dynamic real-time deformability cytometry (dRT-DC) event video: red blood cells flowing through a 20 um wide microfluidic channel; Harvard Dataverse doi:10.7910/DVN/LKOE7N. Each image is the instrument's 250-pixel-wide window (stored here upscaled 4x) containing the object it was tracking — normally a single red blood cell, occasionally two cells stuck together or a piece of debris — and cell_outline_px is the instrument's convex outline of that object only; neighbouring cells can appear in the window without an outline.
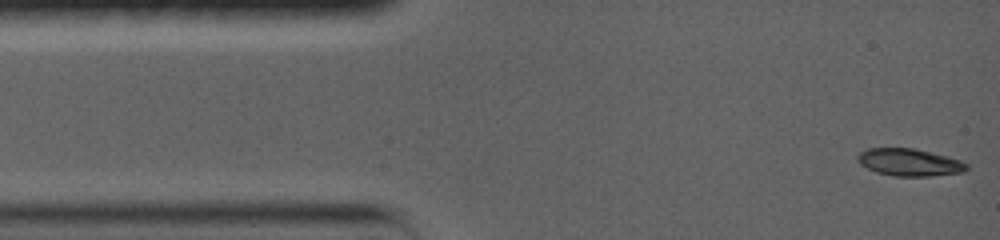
{"species": "common noctule bat (a hibernating species)", "species_latin": "Nyctalus noctula", "temperature_condition": "warm", "stored_images_in_passage": 37, "camera_frame_rate_fps": 5000, "um_per_image_px": 0.085, "animal": {"sex": "female", "body_mass_g": 19.0, "forearm_length_mm": 56.7}, "frame": {"image": 1, "passage_image": 1, "time_ms": 0.0, "image_size_px": [1000, 240], "cell_outline_px": [[968, 168], [964, 172], [932, 176], [892, 176], [876, 172], [860, 164], [856, 160], [856, 156], [860, 152], [868, 148], [916, 148], [948, 156], [960, 160], [968, 164]], "centroid_in_image_um": [77.3, 13.79], "position_along_channel_um": 7.7, "area_um2": 17.57}}
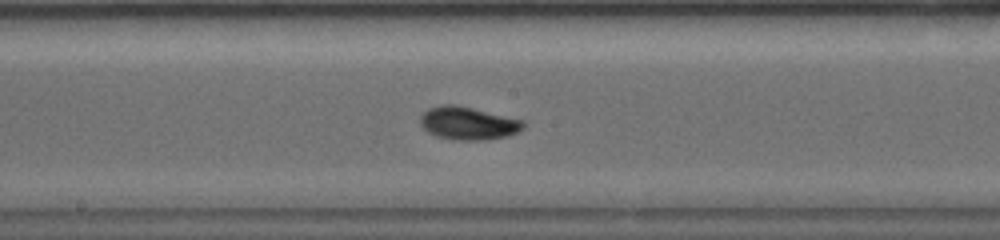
{"frame": {"image": 2, "passage_image": 16, "time_ms": 7.6, "image_size_px": [1000, 240], "cell_outline_px": [[524, 128], [508, 136], [484, 140], [452, 140], [436, 136], [428, 132], [420, 124], [420, 116], [428, 108], [444, 104], [456, 104], [524, 120]], "centroid_in_image_um": [39.77, 10.47], "position_along_channel_um": 208.4, "area_um2": 19.88}}
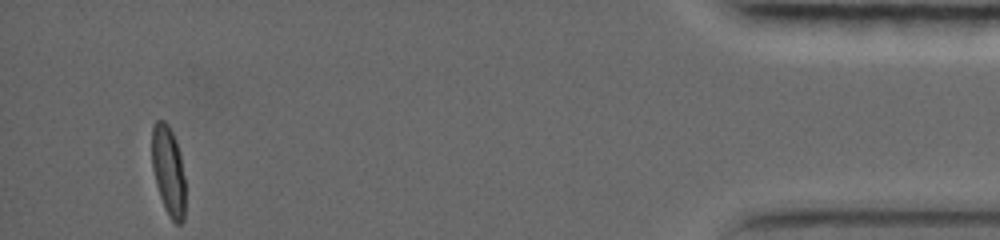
{"frame": {"image": 3, "passage_image": 37, "time_ms": 16.0, "image_size_px": [1000, 240], "cell_outline_px": [[184, 220], [180, 224], [176, 224], [168, 216], [164, 208], [156, 184], [152, 168], [152, 124], [156, 120], [164, 120], [168, 124], [176, 140], [180, 152], [184, 176]], "centroid_in_image_um": [14.3, 14.5], "position_along_channel_um": 420.9, "area_um2": 17.57}, "authors_computed_cell_mechanics": {"area_um2": 17.8024, "velocity_mm_per_s": 3.6146, "shape_relaxation_time_tau1_ms": 3.9091, "shape_relaxation_time_tau2_ms": 3.2207, "deformation_change_tau1": 0.1743, "deformation_change_tau2": 0.0328}}